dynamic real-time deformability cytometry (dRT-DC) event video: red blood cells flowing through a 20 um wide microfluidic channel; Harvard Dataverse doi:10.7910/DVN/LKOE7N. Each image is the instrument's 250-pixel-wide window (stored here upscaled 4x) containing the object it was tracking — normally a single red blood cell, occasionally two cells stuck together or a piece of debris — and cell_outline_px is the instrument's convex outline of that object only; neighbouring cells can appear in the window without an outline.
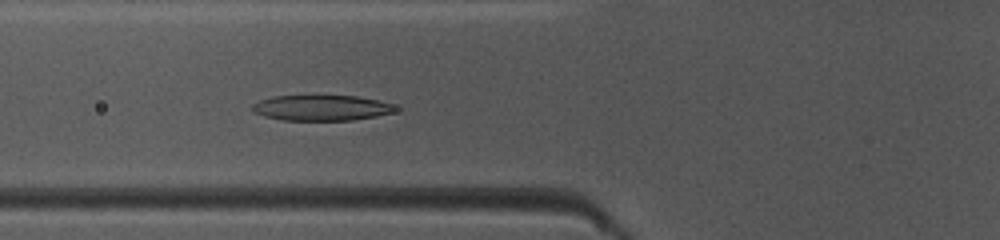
{"species": "common noctule bat (a hibernating species)", "species_latin": "Nyctalus noctula", "temperature_condition": "warm", "stored_images_in_passage": 37, "camera_frame_rate_fps": 3000, "um_per_image_px": 0.085, "animal": {"sex": "female", "body_mass_g": 10.0, "forearm_length_mm": 53.1}, "frame": {"image": 1, "passage_image": 7, "time_ms": 2.0, "image_size_px": [1000, 240], "cell_outline_px": [[400, 108], [392, 112], [376, 116], [352, 120], [284, 120], [264, 116], [252, 112], [252, 104], [260, 100], [272, 96], [356, 96], [376, 100], [392, 104]], "centroid_in_image_um": [27.3, 9.17], "position_along_channel_um": 98.5, "area_um2": 21.15}}
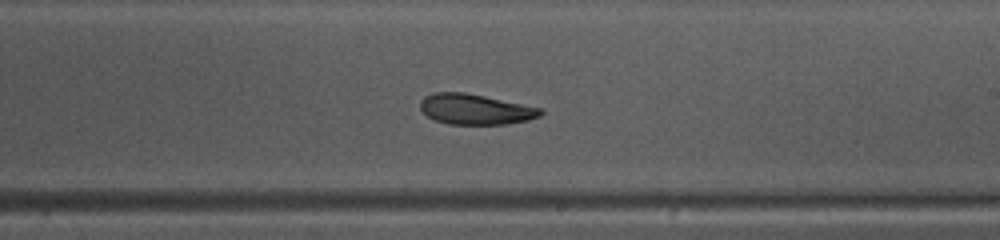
{"frame": {"image": 2, "passage_image": 18, "time_ms": 5.667, "image_size_px": [1000, 240], "cell_outline_px": [[544, 112], [540, 116], [528, 120], [508, 124], [448, 124], [436, 120], [428, 116], [420, 108], [420, 100], [424, 96], [432, 92], [464, 92], [484, 96], [540, 108]], "centroid_in_image_um": [40.38, 9.28], "position_along_channel_um": 248.6, "area_um2": 21.21}}
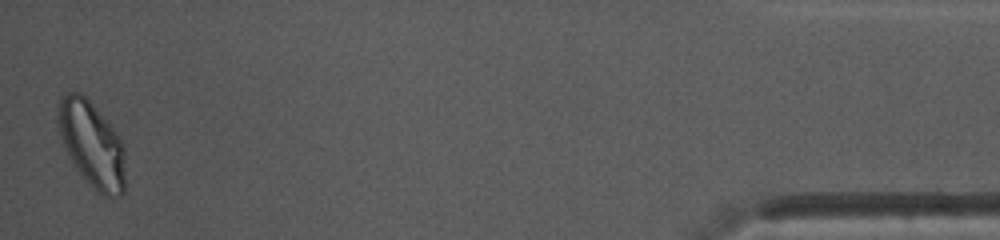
{"frame": {"image": 3, "passage_image": 37, "time_ms": 12.0, "image_size_px": [1000, 240], "cell_outline_px": [[124, 192], [120, 196], [104, 196], [96, 192], [76, 168], [68, 156], [60, 136], [56, 120], [56, 104], [60, 96], [68, 92], [80, 92], [88, 100], [112, 128], [120, 140], [124, 148]], "centroid_in_image_um": [7.75, 12.25], "position_along_channel_um": 427.5, "area_um2": 33.47}, "authors_computed_cell_mechanics": {"area_um2": 22.3108, "velocity_mm_per_s": 4.0821, "shape_relaxation_time_tau1_ms": 2.5664, "shape_relaxation_time_tau2_ms": 2.5189, "deformation_change_tau1": 0.1418, "deformation_change_tau2": 0.0759}}